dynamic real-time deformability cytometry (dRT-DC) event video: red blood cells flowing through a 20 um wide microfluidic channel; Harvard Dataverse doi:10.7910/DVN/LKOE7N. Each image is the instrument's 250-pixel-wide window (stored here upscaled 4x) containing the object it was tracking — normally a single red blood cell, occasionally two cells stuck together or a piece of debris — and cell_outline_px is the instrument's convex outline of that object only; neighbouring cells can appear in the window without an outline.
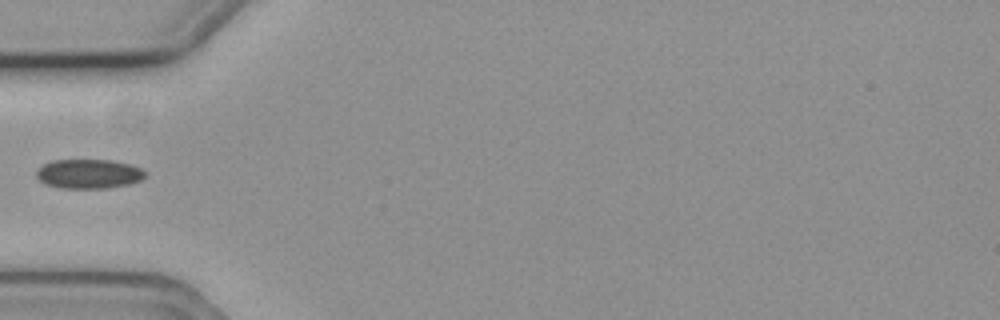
{"species": "common noctule bat (a hibernating species)", "species_latin": "Nyctalus noctula", "temperature_condition": "cold", "stored_images_in_passage": 7, "camera_frame_rate_fps": 3000, "um_per_image_px": 0.085, "animal": {"sex": "female", "body_mass_g": 19.3, "forearm_length_mm": 54.1}, "frame": {"image": 1, "passage_image": 6, "time_ms": 1.667, "image_size_px": [1000, 320], "cell_outline_px": [[144, 176], [140, 180], [128, 184], [108, 188], [60, 188], [44, 184], [36, 176], [36, 172], [44, 164], [52, 160], [108, 160], [128, 164], [140, 168], [144, 172]], "centroid_in_image_um": [7.5, 14.78], "position_along_channel_um": 77.5, "area_um2": 18.38}}
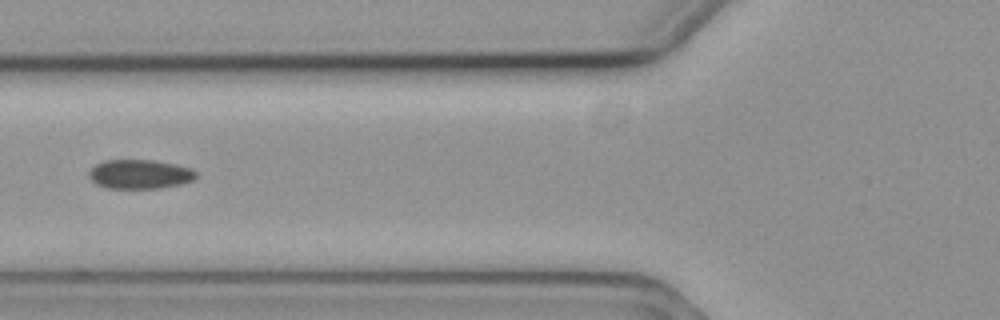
{"frame": {"image": 2, "passage_image": 7, "time_ms": 2.0, "image_size_px": [1000, 320], "cell_outline_px": [[196, 176], [192, 180], [180, 184], [160, 188], [104, 188], [96, 184], [88, 176], [88, 172], [96, 164], [104, 160], [152, 160], [176, 164], [192, 168], [196, 172]], "centroid_in_image_um": [11.86, 14.8], "position_along_channel_um": 113.9, "area_um2": 18.26}}